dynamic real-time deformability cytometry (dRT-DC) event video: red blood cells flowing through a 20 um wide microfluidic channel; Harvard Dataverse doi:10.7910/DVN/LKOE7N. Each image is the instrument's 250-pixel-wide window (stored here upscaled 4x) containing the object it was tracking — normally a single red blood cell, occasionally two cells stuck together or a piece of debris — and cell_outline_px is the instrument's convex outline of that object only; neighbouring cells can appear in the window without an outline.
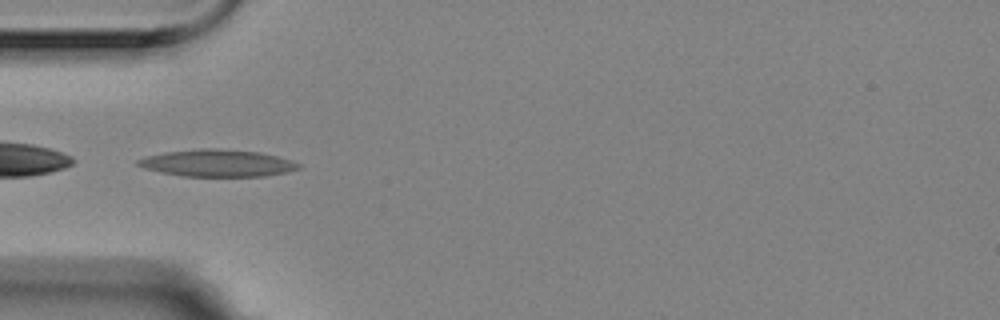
{"species": "Egyptian fruit bat (a non-hibernating species)", "species_latin": "Rousettus aegyptiacus", "temperature_condition": "room temperature", "stored_images_in_passage": 6, "camera_frame_rate_fps": 3000, "um_per_image_px": 0.085, "animal": {"sex": "female"}, "frame": {"image": 1, "passage_image": 5, "time_ms": 1.333, "image_size_px": [1000, 320], "cell_outline_px": [[300, 168], [288, 172], [264, 176], [184, 176], [164, 172], [148, 168], [136, 164], [136, 160], [144, 156], [164, 152], [200, 148], [216, 148], [260, 152], [292, 160], [300, 164]], "centroid_in_image_um": [18.51, 13.85], "position_along_channel_um": 66.5, "area_um2": 25.2}}
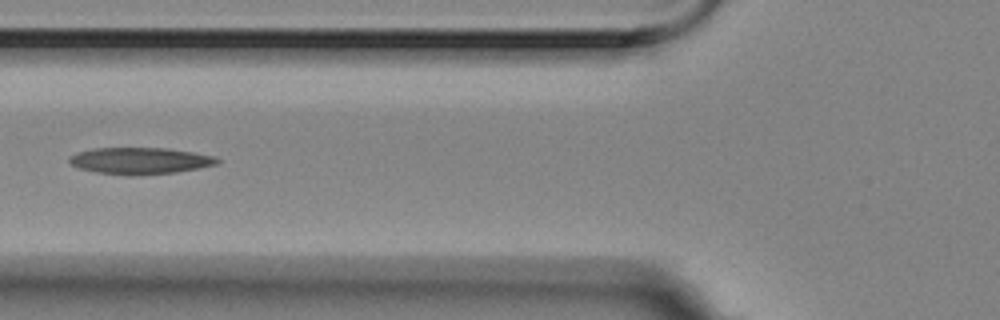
{"frame": {"image": 2, "passage_image": 6, "time_ms": 1.667, "image_size_px": [1000, 320], "cell_outline_px": [[220, 160], [216, 164], [176, 172], [136, 176], [128, 176], [96, 172], [80, 168], [72, 164], [68, 160], [68, 156], [76, 152], [96, 148], [168, 148], [216, 156]], "centroid_in_image_um": [11.87, 13.67], "position_along_channel_um": 113.9, "area_um2": 23.0}}